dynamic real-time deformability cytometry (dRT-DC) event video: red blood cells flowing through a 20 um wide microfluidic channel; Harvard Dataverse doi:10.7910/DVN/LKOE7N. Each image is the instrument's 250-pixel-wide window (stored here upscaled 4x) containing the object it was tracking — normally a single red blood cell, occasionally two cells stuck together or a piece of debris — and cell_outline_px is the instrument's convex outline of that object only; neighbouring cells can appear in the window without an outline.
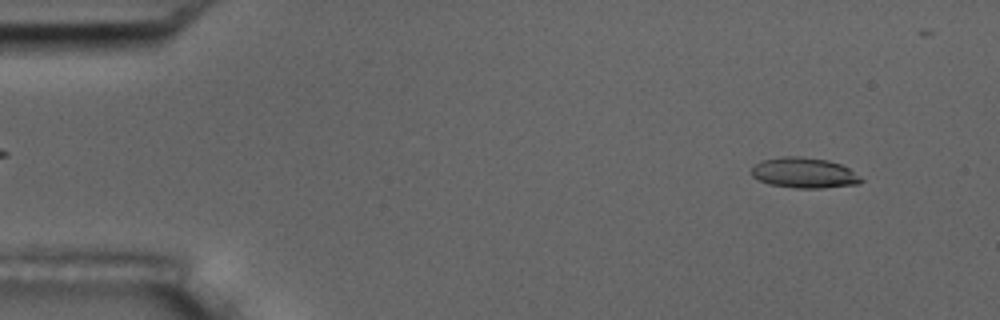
{"species": "common noctule bat (a hibernating species)", "species_latin": "Nyctalus noctula", "temperature_condition": "room temperature", "stored_images_in_passage": 47, "camera_frame_rate_fps": 3000, "um_per_image_px": 0.085, "animal": {"sex": "male", "body_mass_g": 17.5, "forearm_length_mm": 52.3}, "frame": {"image": 1, "passage_image": 5, "time_ms": 1.333, "image_size_px": [1000, 320], "cell_outline_px": [[864, 180], [860, 184], [820, 188], [796, 188], [768, 184], [752, 176], [752, 168], [756, 164], [764, 160], [780, 156], [796, 156], [828, 160], [840, 164], [848, 168], [860, 176]], "centroid_in_image_um": [68.37, 14.7], "position_along_channel_um": 16.6, "area_um2": 19.36}}
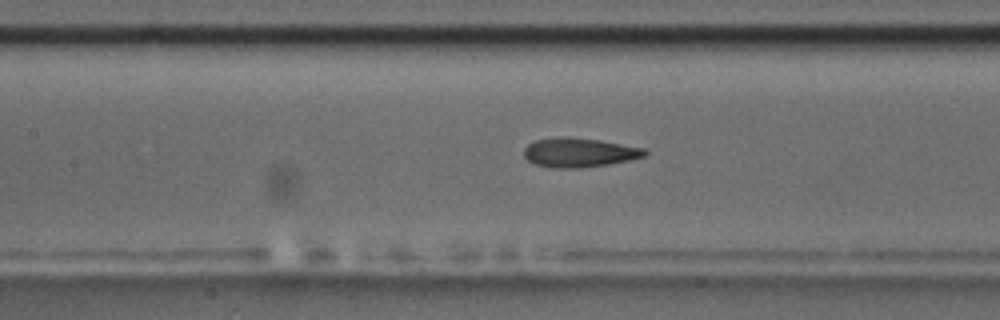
{"frame": {"image": 2, "passage_image": 25, "time_ms": 8.0, "image_size_px": [1000, 320], "cell_outline_px": [[648, 152], [644, 156], [628, 160], [608, 164], [580, 168], [564, 168], [536, 164], [528, 160], [524, 156], [524, 148], [532, 140], [564, 136], [568, 136], [600, 140], [644, 148]], "centroid_in_image_um": [49.21, 12.94], "position_along_channel_um": 158.2, "area_um2": 20.46}}
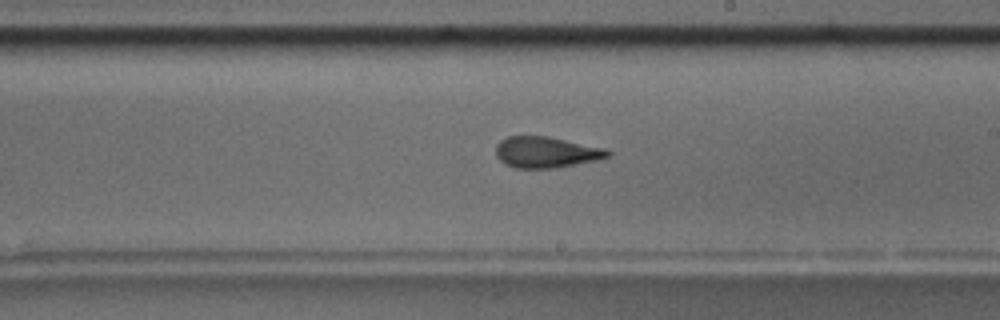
{"frame": {"image": 3, "passage_image": 32, "time_ms": 10.333, "image_size_px": [1000, 320], "cell_outline_px": [[612, 152], [608, 156], [596, 160], [556, 168], [516, 168], [504, 164], [496, 156], [496, 144], [500, 140], [508, 136], [548, 136], [604, 148]], "centroid_in_image_um": [46.38, 12.94], "position_along_channel_um": 242.6, "area_um2": 20.23}}